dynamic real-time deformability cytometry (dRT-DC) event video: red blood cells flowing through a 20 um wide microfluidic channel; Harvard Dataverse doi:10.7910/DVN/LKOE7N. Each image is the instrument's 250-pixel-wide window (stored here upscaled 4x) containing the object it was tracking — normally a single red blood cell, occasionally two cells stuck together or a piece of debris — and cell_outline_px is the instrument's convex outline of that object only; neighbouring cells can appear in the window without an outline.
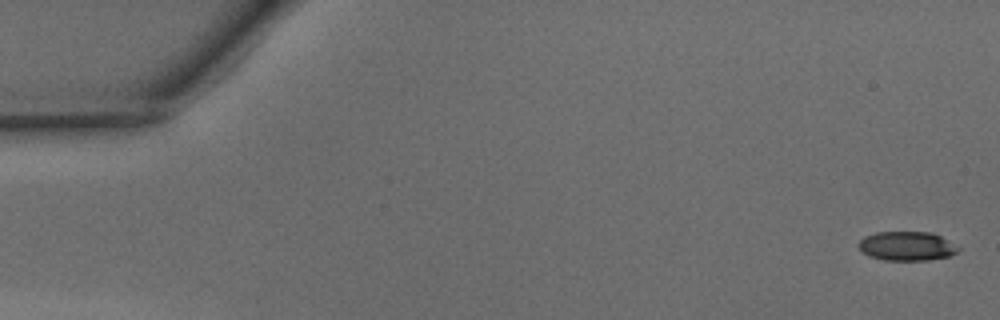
{"species": "common noctule bat (a hibernating species)", "species_latin": "Nyctalus noctula", "temperature_condition": "warm", "stored_images_in_passage": 49, "camera_frame_rate_fps": 3000, "um_per_image_px": 0.085, "animal": {"sex": "male", "body_mass_g": 15.6}, "frame": {"image": 1, "passage_image": 1, "time_ms": 0.0, "image_size_px": [1000, 320], "cell_outline_px": [[960, 248], [956, 252], [948, 256], [928, 260], [884, 260], [868, 256], [856, 244], [864, 236], [876, 232], [932, 232], [940, 236]], "centroid_in_image_um": [77.04, 20.91], "position_along_channel_um": 8.0, "area_um2": 16.82}}
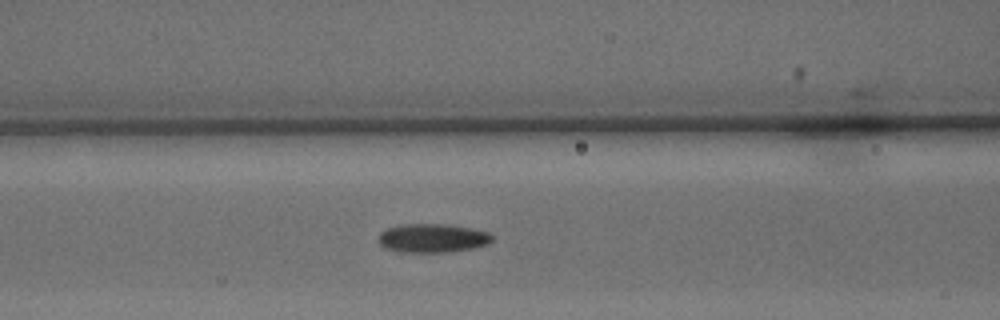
{"frame": {"image": 2, "passage_image": 20, "time_ms": 6.333, "image_size_px": [1000, 320], "cell_outline_px": [[492, 240], [488, 244], [476, 248], [448, 252], [404, 252], [384, 248], [380, 244], [380, 232], [388, 228], [400, 224], [444, 224], [468, 228], [488, 232], [492, 236]], "centroid_in_image_um": [36.77, 20.25], "position_along_channel_um": 129.8, "area_um2": 18.96}}
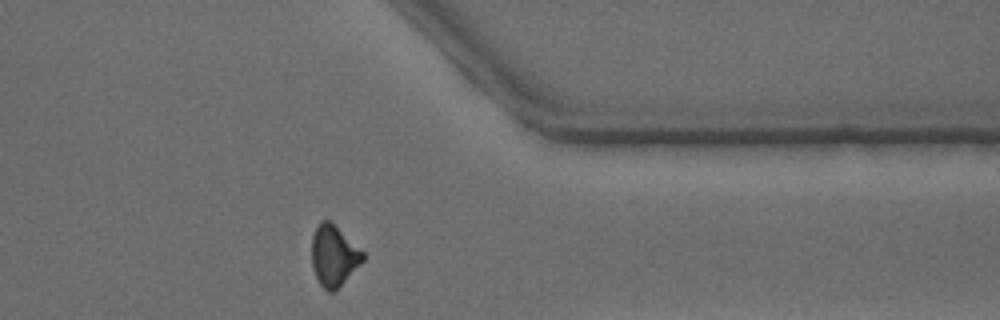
{"frame": {"image": 3, "passage_image": 39, "time_ms": 12.667, "image_size_px": [1000, 320], "cell_outline_px": [[364, 260], [336, 292], [328, 292], [320, 284], [312, 268], [312, 236], [320, 220], [328, 220], [364, 252]], "centroid_in_image_um": [28.37, 21.78], "position_along_channel_um": 383.0, "area_um2": 18.03}, "authors_computed_cell_mechanics": {"area_um2": 18.3226, "velocity_mm_per_s": 4.1572, "shape_relaxation_time_tau1_ms": 5.48, "shape_relaxation_time_tau2_ms": 3.4635, "deformation_change_tau1": 0.1623, "deformation_change_tau2": 0.1098}}